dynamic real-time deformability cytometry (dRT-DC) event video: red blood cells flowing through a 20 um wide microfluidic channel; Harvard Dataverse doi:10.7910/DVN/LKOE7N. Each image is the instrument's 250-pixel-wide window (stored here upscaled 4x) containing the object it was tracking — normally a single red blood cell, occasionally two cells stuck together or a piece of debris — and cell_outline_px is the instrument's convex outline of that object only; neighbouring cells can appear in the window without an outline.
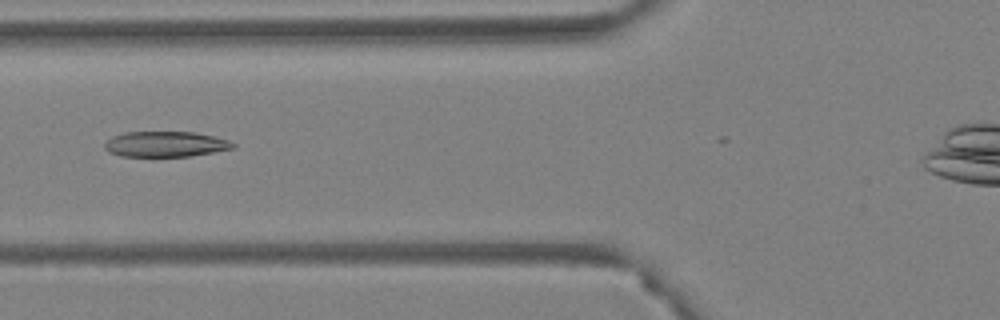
{"species": "Egyptian fruit bat (a non-hibernating species)", "species_latin": "Rousettus aegyptiacus", "temperature_condition": "warm", "stored_images_in_passage": 20, "camera_frame_rate_fps": 3000, "um_per_image_px": 0.085, "animal": {"sex": "female"}, "frame": {"image": 1, "passage_image": 14, "time_ms": 4.333, "image_size_px": [1000, 320], "cell_outline_px": [[236, 148], [192, 156], [120, 156], [108, 152], [104, 148], [104, 144], [112, 136], [124, 132], [196, 132], [228, 140], [236, 144]], "centroid_in_image_um": [14.07, 12.25], "position_along_channel_um": 111.7, "area_um2": 19.13}}
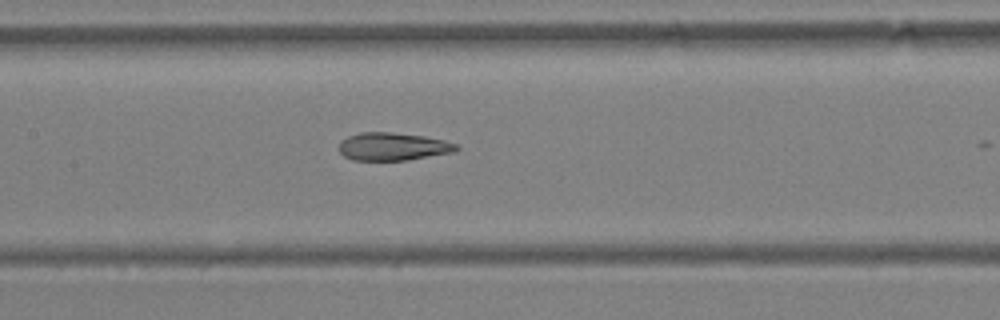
{"frame": {"image": 2, "passage_image": 19, "time_ms": 6.0, "image_size_px": [1000, 320], "cell_outline_px": [[460, 148], [452, 152], [408, 160], [352, 160], [344, 156], [336, 148], [340, 140], [348, 136], [360, 132], [392, 132], [424, 136], [444, 140], [456, 144]], "centroid_in_image_um": [33.33, 12.45], "position_along_channel_um": 174.1, "area_um2": 19.19}}